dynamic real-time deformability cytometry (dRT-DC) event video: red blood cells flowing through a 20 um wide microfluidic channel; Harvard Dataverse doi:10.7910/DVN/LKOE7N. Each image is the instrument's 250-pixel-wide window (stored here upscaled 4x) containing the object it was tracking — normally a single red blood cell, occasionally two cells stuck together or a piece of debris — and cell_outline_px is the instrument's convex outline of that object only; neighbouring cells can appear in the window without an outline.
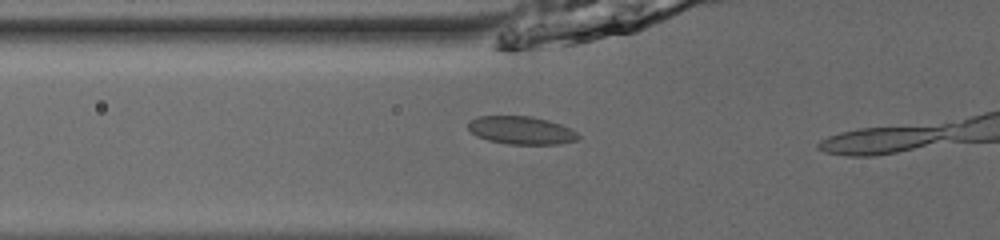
{"species": "common noctule bat (a hibernating species)", "species_latin": "Nyctalus noctula", "temperature_condition": "room temperature", "stored_images_in_passage": 17, "camera_frame_rate_fps": 3000, "um_per_image_px": 0.085, "animal": {"sex": "male", "body_mass_g": 13.0, "forearm_length_mm": 53.1}, "frame": {"image": 1, "passage_image": 15, "time_ms": 4.667, "image_size_px": [1000, 240], "cell_outline_px": [[580, 136], [576, 140], [560, 144], [508, 144], [488, 140], [476, 136], [468, 128], [468, 120], [480, 116], [532, 116], [548, 120], [560, 124], [576, 132]], "centroid_in_image_um": [44.28, 11.07], "position_along_channel_um": 81.5, "area_um2": 17.92}}